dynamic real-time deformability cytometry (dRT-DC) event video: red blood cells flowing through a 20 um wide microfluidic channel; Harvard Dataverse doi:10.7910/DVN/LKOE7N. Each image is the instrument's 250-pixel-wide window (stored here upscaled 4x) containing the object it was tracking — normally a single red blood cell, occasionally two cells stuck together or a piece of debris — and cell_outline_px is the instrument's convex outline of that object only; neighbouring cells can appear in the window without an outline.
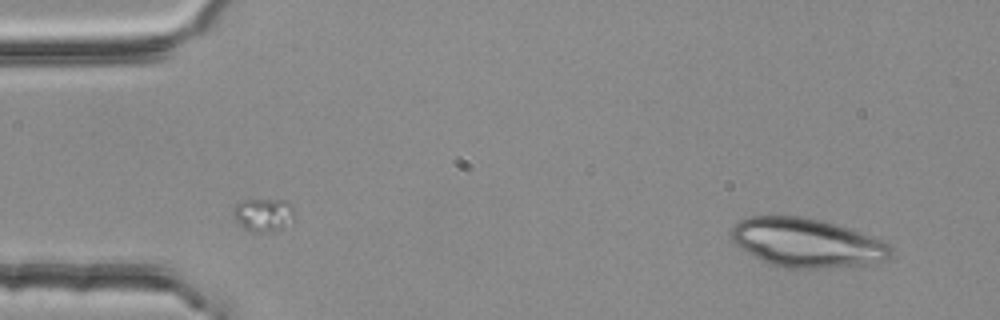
{"species": "common noctule bat (a hibernating species)", "species_latin": "Nyctalus noctula", "temperature_condition": "room temperature", "stored_images_in_passage": 49, "camera_frame_rate_fps": 3000, "um_per_image_px": 0.085, "animal": {"sex": "female", "body_mass_g": 25.1}, "frame": {"image": 1, "passage_image": 1, "time_ms": 0.0, "image_size_px": [1000, 320], "cell_outline_px": [[892, 252], [888, 260], [864, 264], [820, 268], [784, 268], [760, 260], [736, 244], [732, 240], [732, 228], [740, 220], [752, 216], [800, 216], [824, 220], [884, 240], [892, 248]], "centroid_in_image_um": [68.6, 20.63], "position_along_channel_um": 16.4, "area_um2": 45.2}}
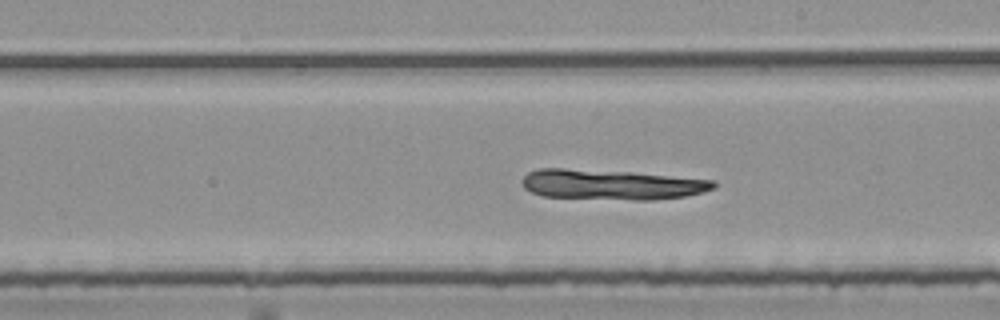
{"frame": {"image": 2, "passage_image": 27, "time_ms": 8.667, "image_size_px": [1000, 320], "cell_outline_px": [[716, 188], [704, 192], [684, 196], [656, 200], [636, 200], [544, 196], [532, 192], [524, 188], [524, 176], [528, 172], [540, 168], [564, 168], [628, 172], [716, 180]], "centroid_in_image_um": [52.02, 15.69], "position_along_channel_um": 237.0, "area_um2": 33.47}}
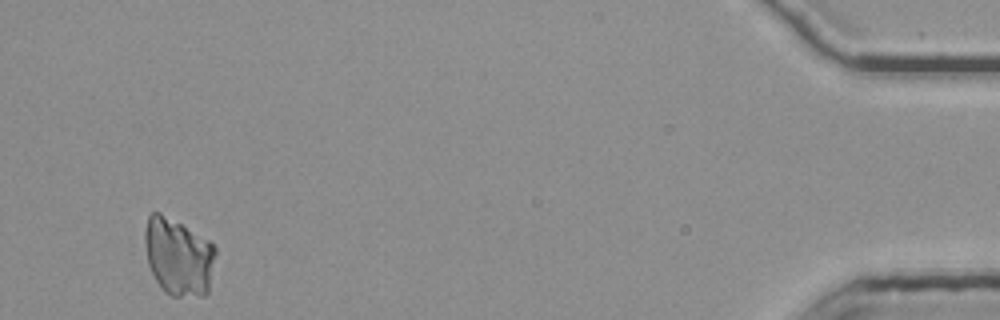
{"frame": {"image": 3, "passage_image": 48, "time_ms": 15.667, "image_size_px": [1000, 320], "cell_outline_px": [[216, 256], [208, 292], [204, 296], [172, 296], [156, 280], [148, 264], [144, 240], [144, 232], [148, 216], [152, 212], [160, 212], [208, 240], [216, 248]], "centroid_in_image_um": [15.17, 21.81], "position_along_channel_um": 420.0, "area_um2": 31.67}}